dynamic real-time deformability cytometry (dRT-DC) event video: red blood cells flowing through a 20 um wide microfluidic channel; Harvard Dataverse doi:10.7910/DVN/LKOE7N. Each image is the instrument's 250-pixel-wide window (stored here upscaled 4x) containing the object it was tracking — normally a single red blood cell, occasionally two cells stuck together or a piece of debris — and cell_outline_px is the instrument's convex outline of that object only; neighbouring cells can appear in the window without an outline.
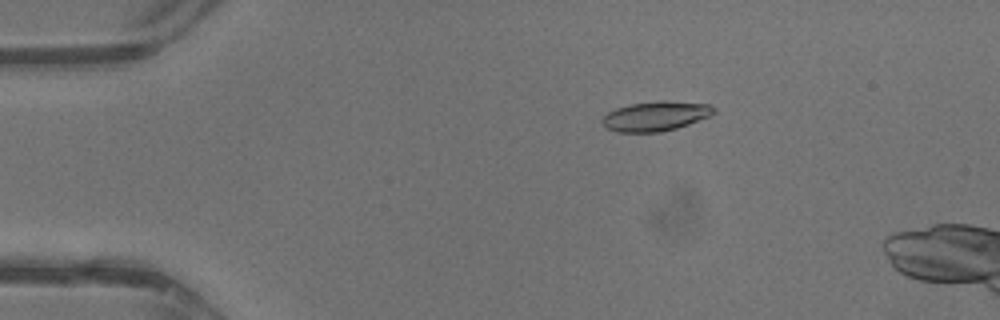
{"species": "common noctule bat (a hibernating species)", "species_latin": "Nyctalus noctula", "temperature_condition": "warm", "stored_images_in_passage": 42, "camera_frame_rate_fps": 3000, "um_per_image_px": 0.085, "animal": {"sex": "male", "body_mass_g": 13.3}, "frame": {"image": 1, "passage_image": 8, "time_ms": 2.333, "image_size_px": [1000, 320], "cell_outline_px": [[716, 112], [708, 116], [688, 124], [676, 128], [660, 132], [616, 132], [608, 128], [600, 120], [608, 112], [616, 108], [628, 104], [660, 100], [664, 100], [708, 104], [716, 108]], "centroid_in_image_um": [55.71, 9.86], "position_along_channel_um": 29.3, "area_um2": 19.25}}
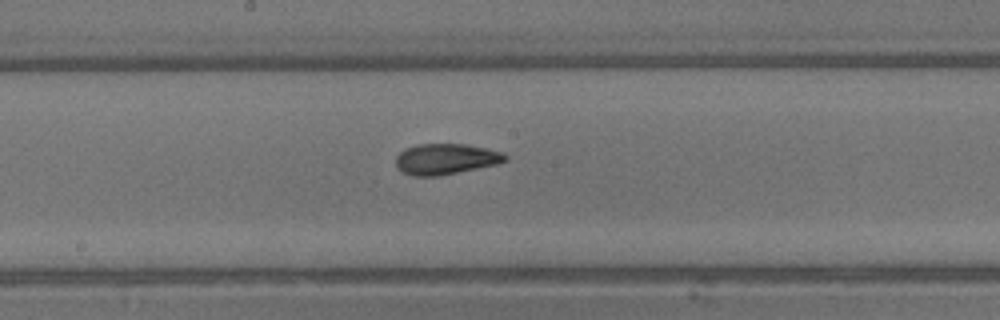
{"frame": {"image": 2, "passage_image": 23, "time_ms": 7.333, "image_size_px": [1000, 320], "cell_outline_px": [[508, 160], [496, 164], [440, 176], [412, 176], [396, 168], [396, 156], [404, 148], [416, 144], [464, 144], [484, 148], [500, 152], [508, 156]], "centroid_in_image_um": [37.84, 13.52], "position_along_channel_um": 210.4, "area_um2": 19.59}}
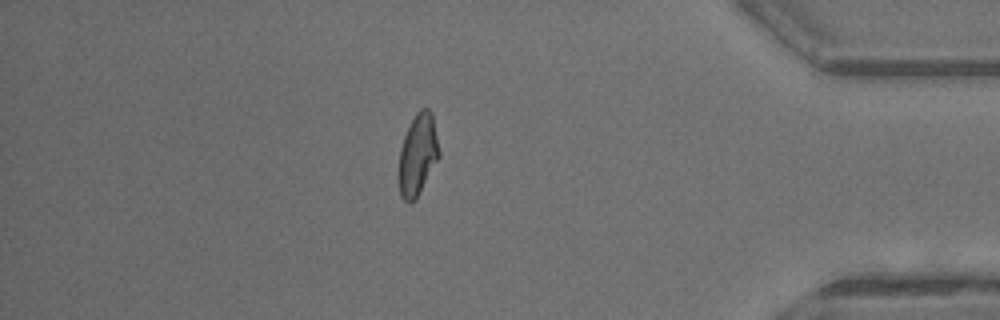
{"frame": {"image": 3, "passage_image": 37, "time_ms": 12.0, "image_size_px": [1000, 320], "cell_outline_px": [[440, 156], [416, 200], [412, 204], [408, 204], [400, 196], [396, 176], [400, 148], [404, 136], [416, 112], [420, 108], [428, 108], [432, 112], [440, 152]], "centroid_in_image_um": [35.48, 13.22], "position_along_channel_um": 399.7, "area_um2": 19.77}, "authors_computed_cell_mechanics": {"area_um2": 19.0451, "velocity_mm_per_s": 4.8587, "shape_relaxation_time_tau1_ms": 7.1184, "shape_relaxation_time_tau2_ms": 1.3226, "deformation_change_tau1": 0.2328, "deformation_change_tau2": 0.0718}}